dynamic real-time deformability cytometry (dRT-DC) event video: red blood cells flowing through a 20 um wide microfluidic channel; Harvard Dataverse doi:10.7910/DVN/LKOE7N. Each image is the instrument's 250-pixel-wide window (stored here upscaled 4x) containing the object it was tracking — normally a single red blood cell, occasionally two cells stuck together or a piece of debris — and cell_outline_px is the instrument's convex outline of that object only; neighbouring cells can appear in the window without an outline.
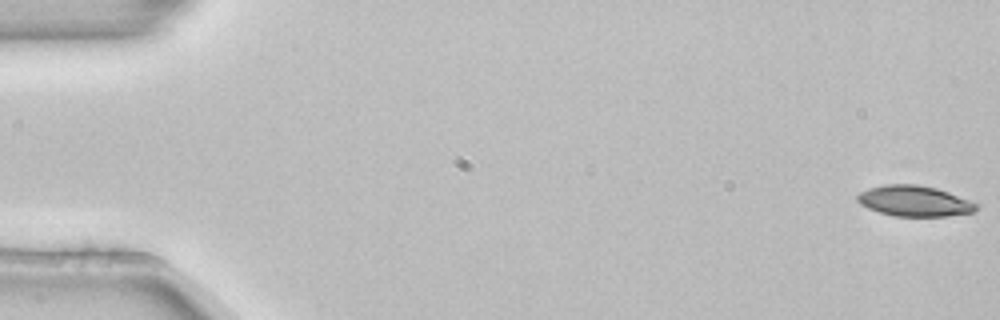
{"species": "common noctule bat (a hibernating species)", "species_latin": "Nyctalus noctula", "temperature_condition": "room temperature", "stored_images_in_passage": 6, "camera_frame_rate_fps": 3000, "um_per_image_px": 0.085, "animal": {"sex": "female", "body_mass_g": 22.7, "forearm_length_mm": 54.2}, "frame": {"image": 1, "passage_image": 1, "time_ms": 0.0, "image_size_px": [1000, 320], "cell_outline_px": [[980, 208], [972, 212], [948, 216], [896, 216], [880, 212], [868, 208], [860, 204], [856, 200], [856, 196], [860, 192], [868, 188], [884, 184], [916, 184], [936, 188], [948, 192], [980, 204]], "centroid_in_image_um": [77.73, 17.08], "position_along_channel_um": 7.3, "area_um2": 21.33}}